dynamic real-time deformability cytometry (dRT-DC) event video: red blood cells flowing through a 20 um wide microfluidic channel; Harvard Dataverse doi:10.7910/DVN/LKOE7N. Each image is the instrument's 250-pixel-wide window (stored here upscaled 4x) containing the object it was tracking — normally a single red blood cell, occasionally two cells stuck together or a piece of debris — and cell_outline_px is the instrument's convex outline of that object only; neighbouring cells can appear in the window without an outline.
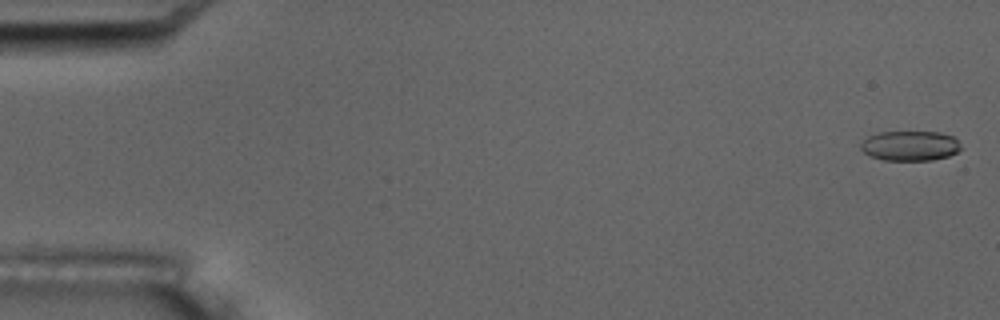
{"species": "common noctule bat (a hibernating species)", "species_latin": "Nyctalus noctula", "temperature_condition": "room temperature", "stored_images_in_passage": 5, "camera_frame_rate_fps": 3000, "um_per_image_px": 0.085, "animal": {"sex": "male", "body_mass_g": 17.5, "forearm_length_mm": 52.3}, "frame": {"image": 1, "passage_image": 1, "time_ms": 0.0, "image_size_px": [1000, 320], "cell_outline_px": [[964, 148], [948, 156], [932, 160], [884, 160], [872, 156], [864, 152], [860, 148], [860, 144], [868, 136], [880, 132], [940, 132], [952, 136]], "centroid_in_image_um": [77.37, 12.39], "position_along_channel_um": 7.6, "area_um2": 17.4}}